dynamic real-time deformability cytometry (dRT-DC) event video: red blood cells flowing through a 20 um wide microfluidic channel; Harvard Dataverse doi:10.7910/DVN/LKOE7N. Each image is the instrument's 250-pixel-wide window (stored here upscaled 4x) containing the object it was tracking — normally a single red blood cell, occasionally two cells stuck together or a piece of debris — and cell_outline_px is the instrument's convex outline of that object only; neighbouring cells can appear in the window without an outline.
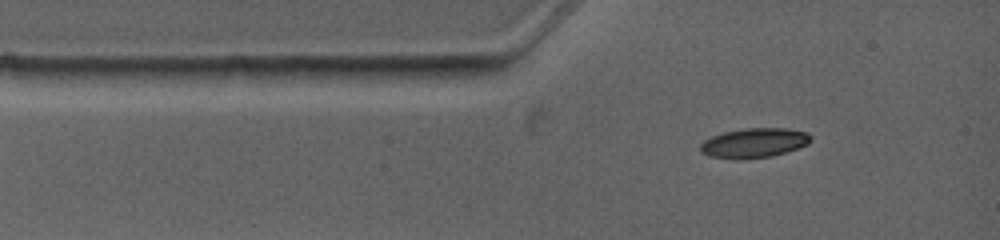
{"species": "common noctule bat (a hibernating species)", "species_latin": "Nyctalus noctula", "temperature_condition": "warm", "stored_images_in_passage": 3, "camera_frame_rate_fps": 4500, "um_per_image_px": 0.085, "animal": {"sex": "female", "body_mass_g": 19.0, "forearm_length_mm": 53.3}, "frame": {"image": 1, "passage_image": 3, "time_ms": 2.444, "image_size_px": [1000, 240], "cell_outline_px": [[812, 140], [808, 144], [800, 148], [772, 156], [708, 156], [700, 152], [700, 144], [704, 140], [712, 136], [724, 132], [744, 128], [788, 128], [808, 132], [812, 136]], "centroid_in_image_um": [64.18, 12.09], "position_along_channel_um": 20.8, "area_um2": 18.5}}